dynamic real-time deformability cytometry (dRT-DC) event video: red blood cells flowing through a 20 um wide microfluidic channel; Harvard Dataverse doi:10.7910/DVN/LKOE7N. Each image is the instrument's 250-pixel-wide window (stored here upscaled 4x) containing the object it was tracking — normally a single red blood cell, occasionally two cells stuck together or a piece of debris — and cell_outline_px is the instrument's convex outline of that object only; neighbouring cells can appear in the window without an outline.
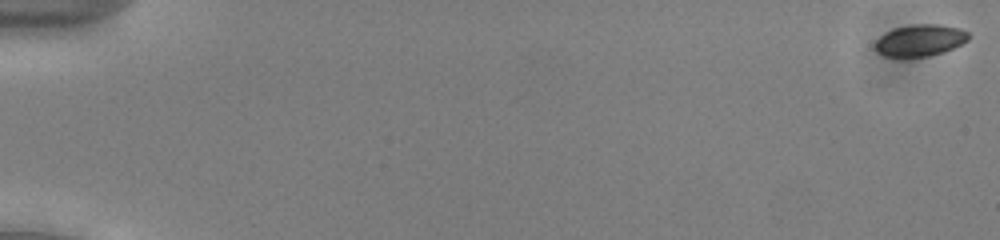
{"species": "common noctule bat (a hibernating species)", "species_latin": "Nyctalus noctula", "temperature_condition": "cold", "stored_images_in_passage": 49, "camera_frame_rate_fps": 3000, "um_per_image_px": 0.085, "animal": {"sex": "male", "body_mass_g": 13.0, "forearm_length_mm": 53.1}, "frame": {"image": 1, "passage_image": 1, "time_ms": 0.0, "image_size_px": [1000, 240], "cell_outline_px": [[968, 40], [944, 52], [928, 56], [884, 56], [876, 48], [876, 40], [880, 36], [896, 28], [916, 24], [936, 24], [960, 28], [968, 32]], "centroid_in_image_um": [78.24, 3.42], "position_along_channel_um": 6.8, "area_um2": 16.76}}
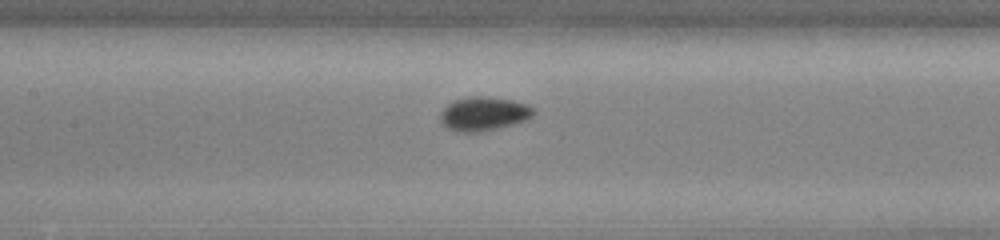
{"frame": {"image": 2, "passage_image": 27, "time_ms": 8.667, "image_size_px": [1000, 240], "cell_outline_px": [[536, 112], [528, 120], [496, 128], [476, 132], [456, 132], [448, 128], [440, 120], [440, 112], [448, 104], [456, 100], [468, 96], [488, 96], [512, 100], [528, 104]], "centroid_in_image_um": [41.13, 9.66], "position_along_channel_um": 166.3, "area_um2": 18.38}}
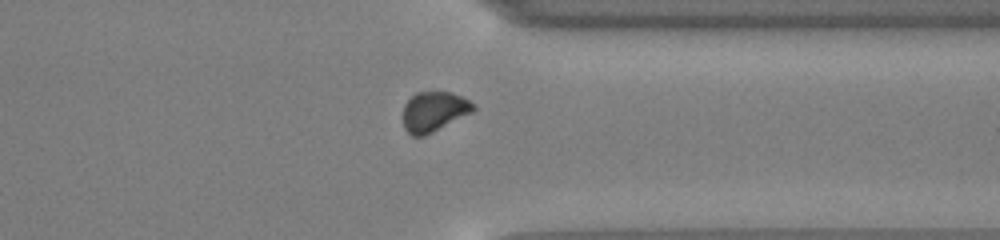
{"frame": {"image": 3, "passage_image": 43, "time_ms": 14.0, "image_size_px": [1000, 240], "cell_outline_px": [[476, 108], [472, 112], [424, 136], [412, 136], [404, 128], [400, 116], [404, 104], [416, 92], [452, 92], [476, 104]], "centroid_in_image_um": [36.83, 9.48], "position_along_channel_um": 374.6, "area_um2": 16.53}}